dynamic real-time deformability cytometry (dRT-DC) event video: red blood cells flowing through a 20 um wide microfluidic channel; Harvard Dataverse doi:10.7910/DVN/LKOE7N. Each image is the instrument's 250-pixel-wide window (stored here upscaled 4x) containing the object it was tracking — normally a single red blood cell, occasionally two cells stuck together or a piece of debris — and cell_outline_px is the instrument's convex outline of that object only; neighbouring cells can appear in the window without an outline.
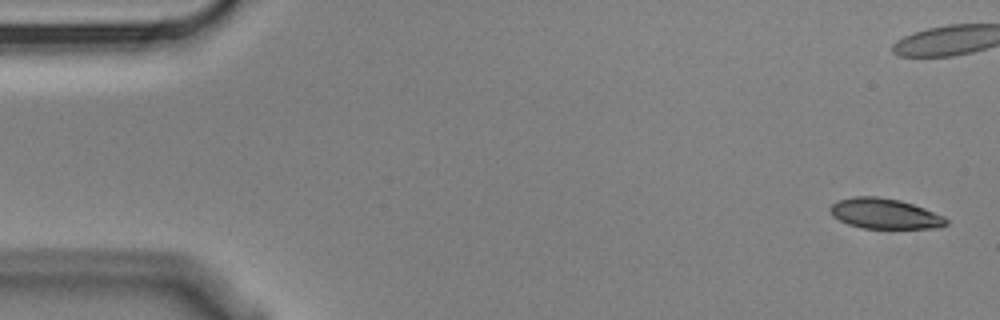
{"species": "Egyptian fruit bat (a non-hibernating species)", "species_latin": "Rousettus aegyptiacus", "temperature_condition": "cold", "stored_images_in_passage": 5, "camera_frame_rate_fps": 3000, "um_per_image_px": 0.085, "animal": {"sex": "male"}, "frame": {"image": 1, "passage_image": 1, "time_ms": 0.0, "image_size_px": [1000, 320], "cell_outline_px": [[948, 224], [940, 228], [864, 228], [848, 224], [832, 216], [828, 208], [836, 200], [852, 196], [876, 196], [900, 200], [924, 208], [944, 216], [948, 220]], "centroid_in_image_um": [75.18, 18.15], "position_along_channel_um": 9.8, "area_um2": 20.63}}